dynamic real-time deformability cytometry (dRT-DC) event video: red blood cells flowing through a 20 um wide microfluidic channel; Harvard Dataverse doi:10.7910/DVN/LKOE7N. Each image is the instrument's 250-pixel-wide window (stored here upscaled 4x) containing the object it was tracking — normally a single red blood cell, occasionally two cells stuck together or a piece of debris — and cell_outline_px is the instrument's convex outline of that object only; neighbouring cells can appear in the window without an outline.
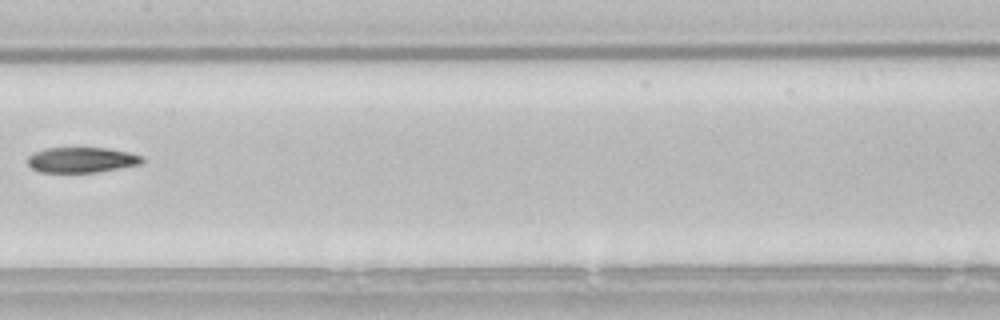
{"species": "common noctule bat (a hibernating species)", "species_latin": "Nyctalus noctula", "temperature_condition": "room temperature", "stored_images_in_passage": 5, "camera_frame_rate_fps": 3000, "um_per_image_px": 0.085, "animal": {"sex": "male", "body_mass_g": 21.5, "forearm_length_mm": 52.0}, "frame": {"image": 1, "passage_image": 5, "time_ms": 1.333, "image_size_px": [1000, 320], "cell_outline_px": [[144, 160], [140, 164], [96, 172], [40, 172], [32, 168], [28, 164], [28, 156], [32, 152], [44, 148], [108, 148], [128, 152], [144, 156]], "centroid_in_image_um": [6.92, 13.58], "position_along_channel_um": 200.5, "area_um2": 16.94}}